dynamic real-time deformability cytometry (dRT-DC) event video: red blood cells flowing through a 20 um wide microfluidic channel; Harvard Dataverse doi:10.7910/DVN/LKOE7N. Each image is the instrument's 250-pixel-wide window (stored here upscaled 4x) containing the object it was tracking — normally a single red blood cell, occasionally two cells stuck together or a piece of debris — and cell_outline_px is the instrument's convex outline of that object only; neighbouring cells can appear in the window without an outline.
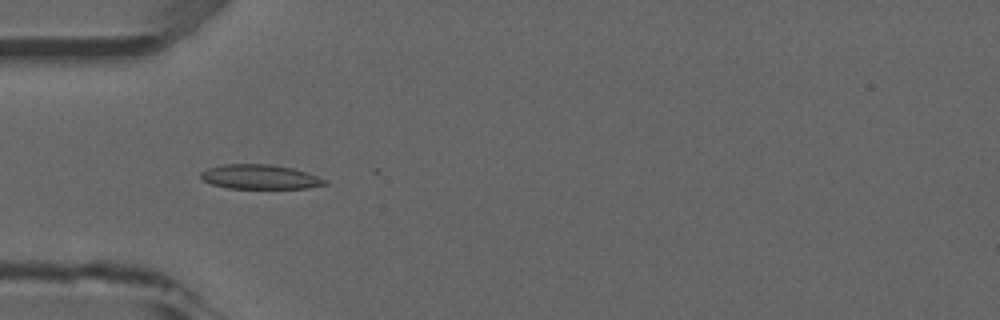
{"species": "common noctule bat (a hibernating species)", "species_latin": "Nyctalus noctula", "temperature_condition": "room temperature", "stored_images_in_passage": 7, "camera_frame_rate_fps": 3000, "um_per_image_px": 0.085, "animal": {"sex": "male", "forearm_length_mm": 52.5}, "frame": {"image": 1, "passage_image": 4, "time_ms": 4.333, "image_size_px": [1000, 320], "cell_outline_px": [[328, 184], [308, 188], [228, 188], [212, 184], [204, 180], [200, 176], [200, 172], [208, 168], [220, 164], [272, 164], [292, 168], [328, 180]], "centroid_in_image_um": [22.09, 15.03], "position_along_channel_um": 62.9, "area_um2": 17.63}}
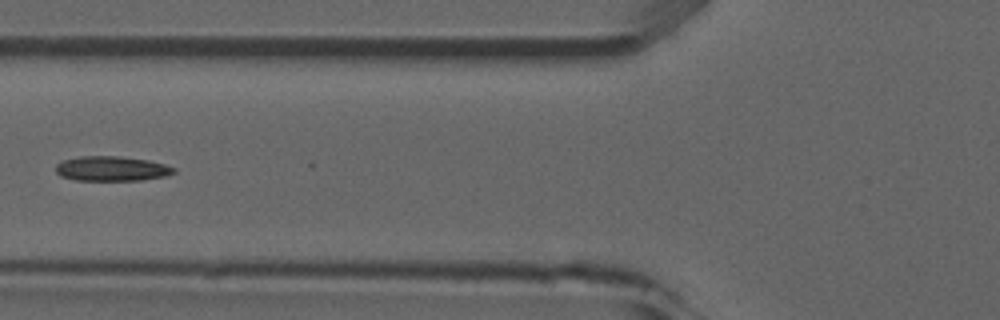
{"frame": {"image": 2, "passage_image": 5, "time_ms": 5.667, "image_size_px": [1000, 320], "cell_outline_px": [[176, 172], [164, 176], [140, 180], [76, 180], [60, 176], [56, 172], [56, 164], [64, 160], [80, 156], [120, 156], [148, 160], [164, 164], [176, 168]], "centroid_in_image_um": [9.49, 14.33], "position_along_channel_um": 116.3, "area_um2": 16.99}}
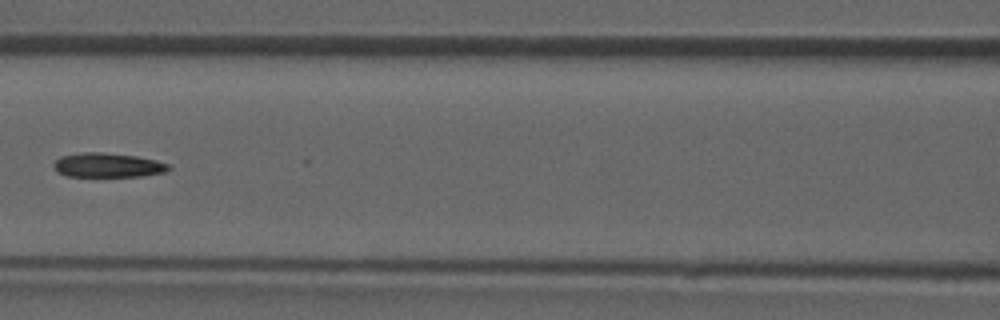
{"frame": {"image": 3, "passage_image": 6, "time_ms": 6.667, "image_size_px": [1000, 320], "cell_outline_px": [[172, 168], [164, 172], [140, 176], [68, 176], [56, 172], [52, 164], [60, 156], [84, 152], [100, 152], [136, 156], [156, 160], [168, 164]], "centroid_in_image_um": [9.13, 14.03], "position_along_channel_um": 157.5, "area_um2": 16.24}}